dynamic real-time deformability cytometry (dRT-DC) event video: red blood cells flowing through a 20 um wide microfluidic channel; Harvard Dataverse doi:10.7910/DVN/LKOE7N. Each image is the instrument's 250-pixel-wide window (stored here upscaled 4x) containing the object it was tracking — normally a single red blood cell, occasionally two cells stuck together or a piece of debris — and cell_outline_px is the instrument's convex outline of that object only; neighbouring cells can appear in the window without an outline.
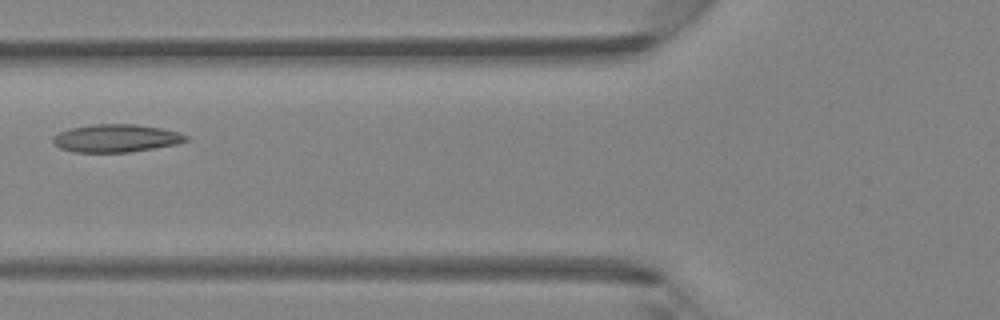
{"species": "Egyptian fruit bat (a non-hibernating species)", "species_latin": "Rousettus aegyptiacus", "temperature_condition": "room temperature", "stored_images_in_passage": 7, "camera_frame_rate_fps": 3000, "um_per_image_px": 0.085, "animal": {"sex": "female"}, "frame": {"image": 1, "passage_image": 5, "time_ms": 4.667, "image_size_px": [1000, 320], "cell_outline_px": [[188, 140], [176, 144], [128, 152], [76, 152], [60, 148], [52, 140], [52, 136], [60, 132], [72, 128], [92, 124], [136, 124], [160, 128], [176, 132], [188, 136]], "centroid_in_image_um": [9.85, 11.74], "position_along_channel_um": 116.0, "area_um2": 21.27}}
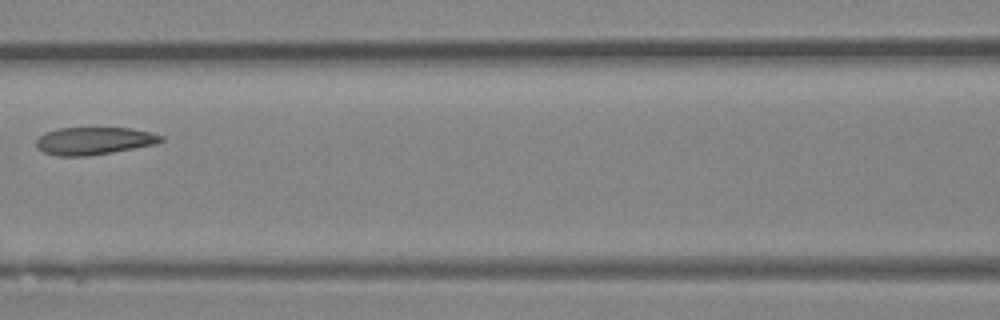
{"frame": {"image": 2, "passage_image": 6, "time_ms": 5.667, "image_size_px": [1000, 320], "cell_outline_px": [[164, 140], [156, 144], [112, 152], [88, 156], [56, 156], [44, 152], [36, 148], [36, 140], [44, 132], [56, 128], [132, 128], [152, 132], [164, 136]], "centroid_in_image_um": [7.99, 11.97], "position_along_channel_um": 158.6, "area_um2": 20.23}}
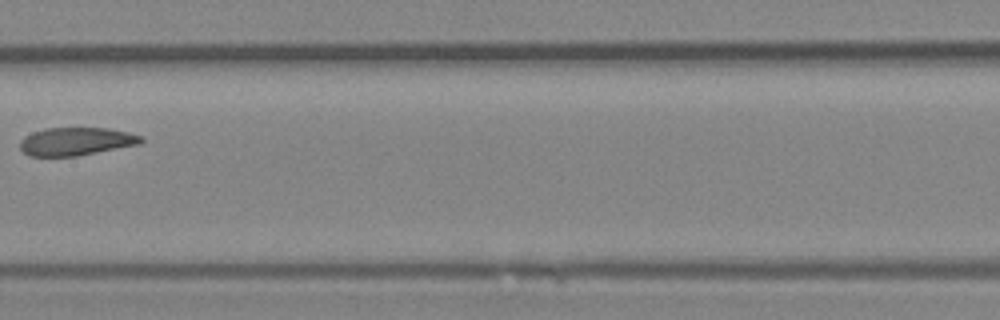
{"frame": {"image": 3, "passage_image": 7, "time_ms": 6.667, "image_size_px": [1000, 320], "cell_outline_px": [[144, 140], [140, 144], [76, 156], [28, 156], [20, 148], [20, 140], [24, 136], [32, 132], [48, 128], [108, 128], [128, 132], [144, 136]], "centroid_in_image_um": [6.48, 12.02], "position_along_channel_um": 200.9, "area_um2": 19.83}}